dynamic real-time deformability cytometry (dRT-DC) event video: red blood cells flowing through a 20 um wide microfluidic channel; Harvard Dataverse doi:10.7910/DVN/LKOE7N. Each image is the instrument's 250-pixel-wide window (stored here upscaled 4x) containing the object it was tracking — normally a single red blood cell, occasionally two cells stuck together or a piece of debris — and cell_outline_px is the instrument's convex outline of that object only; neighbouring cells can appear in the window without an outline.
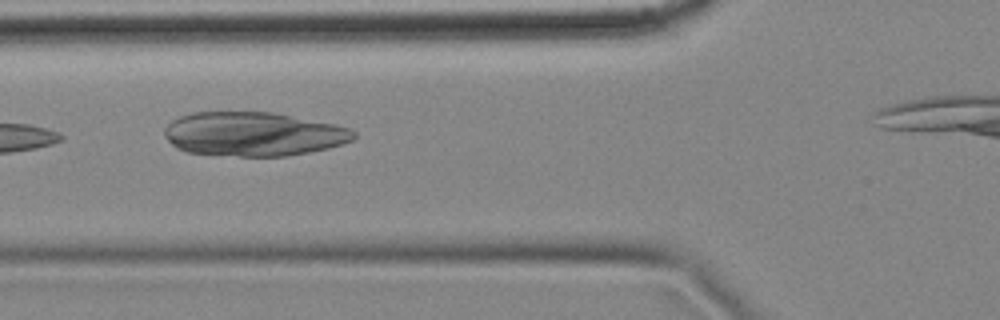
{"species": "common noctule bat (a hibernating species)", "species_latin": "Nyctalus noctula", "temperature_condition": "cold", "stored_images_in_passage": 8, "camera_frame_rate_fps": 3000, "um_per_image_px": 0.085, "animal": {"sex": "female", "body_mass_g": 18.4}, "frame": {"image": 1, "passage_image": 4, "time_ms": 1.0, "image_size_px": [1000, 320], "cell_outline_px": [[356, 136], [352, 140], [328, 148], [288, 156], [240, 156], [184, 152], [176, 148], [164, 136], [164, 128], [172, 120], [180, 116], [192, 112], [272, 112], [332, 124], [348, 128], [356, 132]], "centroid_in_image_um": [21.48, 11.39], "position_along_channel_um": 104.3, "area_um2": 48.44}}
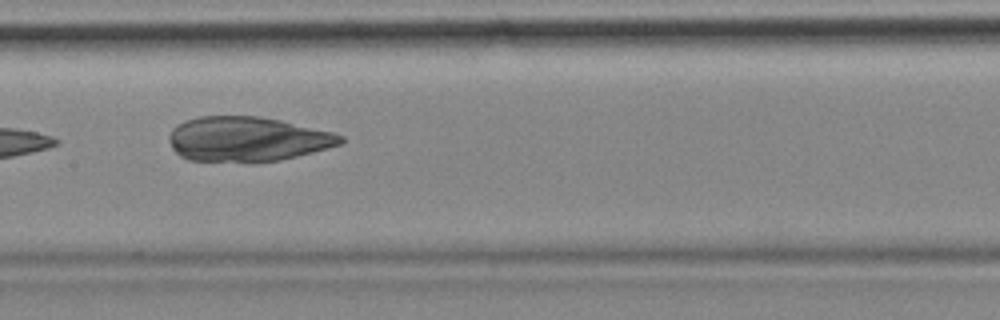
{"frame": {"image": 2, "passage_image": 6, "time_ms": 1.667, "image_size_px": [1000, 320], "cell_outline_px": [[344, 140], [340, 144], [312, 152], [280, 160], [256, 164], [252, 164], [188, 160], [180, 156], [172, 148], [168, 140], [168, 136], [172, 128], [176, 124], [184, 120], [200, 116], [260, 116], [280, 120], [332, 132], [344, 136]], "centroid_in_image_um": [20.95, 11.85], "position_along_channel_um": 186.4, "area_um2": 45.49}}
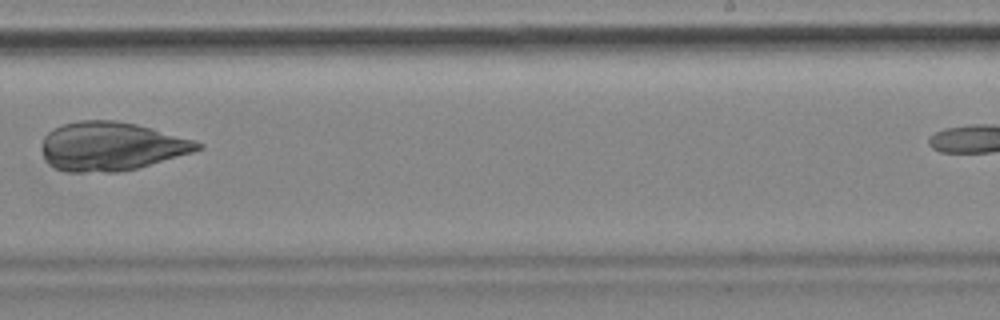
{"frame": {"image": 3, "passage_image": 8, "time_ms": 2.333, "image_size_px": [1000, 320], "cell_outline_px": [[204, 148], [192, 152], [136, 168], [120, 172], [68, 172], [52, 168], [44, 160], [40, 148], [44, 136], [52, 128], [64, 124], [80, 120], [116, 120], [136, 124], [152, 128], [196, 140], [204, 144]], "centroid_in_image_um": [9.41, 12.44], "position_along_channel_um": 279.6, "area_um2": 44.62}}